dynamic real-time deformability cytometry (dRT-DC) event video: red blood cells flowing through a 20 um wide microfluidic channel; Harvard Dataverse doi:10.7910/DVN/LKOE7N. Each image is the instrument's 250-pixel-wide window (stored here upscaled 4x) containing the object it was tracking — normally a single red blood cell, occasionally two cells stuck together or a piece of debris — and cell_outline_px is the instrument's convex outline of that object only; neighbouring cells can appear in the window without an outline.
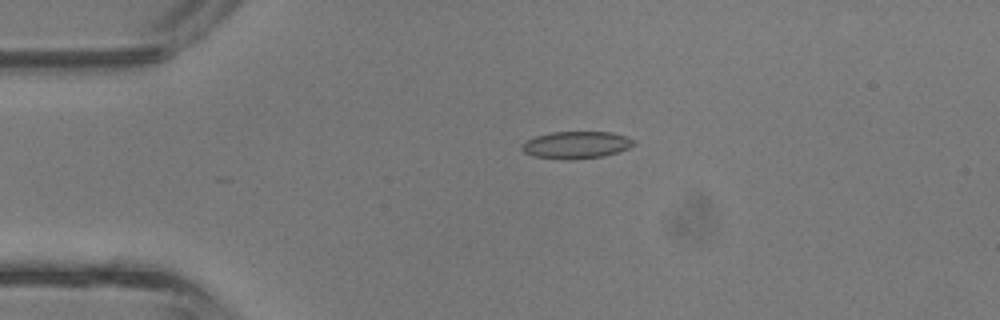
{"species": "common noctule bat (a hibernating species)", "species_latin": "Nyctalus noctula", "temperature_condition": "room temperature", "stored_images_in_passage": 3, "camera_frame_rate_fps": 3000, "um_per_image_px": 0.085, "animal": {"sex": "male", "body_mass_g": 13.3}, "frame": {"image": 1, "passage_image": 1, "time_ms": 0.0, "image_size_px": [1000, 320], "cell_outline_px": [[636, 144], [620, 152], [604, 156], [576, 160], [568, 160], [532, 156], [524, 152], [520, 148], [520, 144], [524, 140], [536, 136], [552, 132], [612, 132], [624, 136], [632, 140]], "centroid_in_image_um": [48.94, 12.33], "position_along_channel_um": 36.1, "area_um2": 17.98}}
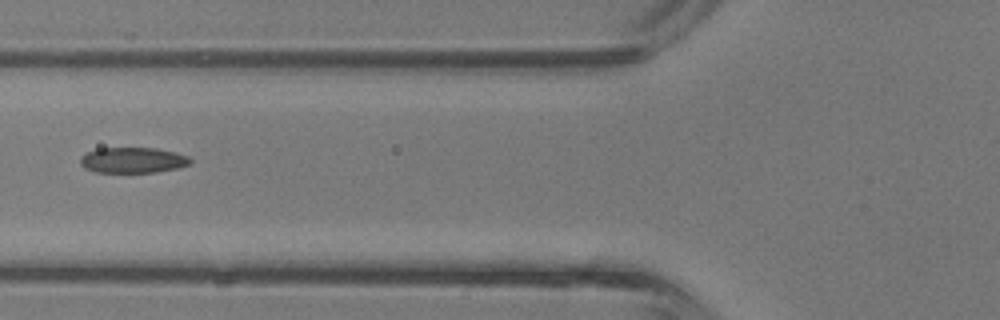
{"frame": {"image": 2, "passage_image": 3, "time_ms": 0.667, "image_size_px": [1000, 320], "cell_outline_px": [[192, 160], [188, 164], [176, 168], [156, 172], [96, 172], [84, 168], [80, 164], [80, 156], [96, 148], [156, 148], [176, 152], [188, 156]], "centroid_in_image_um": [11.26, 13.6], "position_along_channel_um": 114.5, "area_um2": 16.42}}